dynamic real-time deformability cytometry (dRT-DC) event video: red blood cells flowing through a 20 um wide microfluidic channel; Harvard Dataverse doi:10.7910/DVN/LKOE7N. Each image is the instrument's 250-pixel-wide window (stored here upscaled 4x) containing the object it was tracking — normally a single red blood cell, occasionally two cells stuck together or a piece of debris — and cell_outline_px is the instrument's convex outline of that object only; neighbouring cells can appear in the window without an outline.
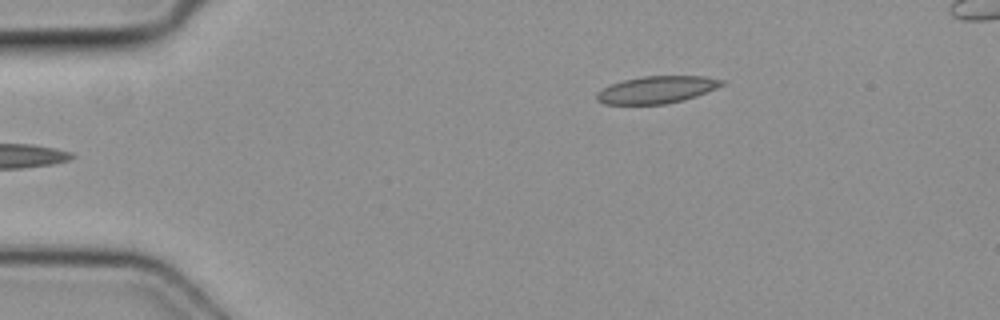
{"species": "common noctule bat (a hibernating species)", "species_latin": "Nyctalus noctula", "temperature_condition": "cold", "stored_images_in_passage": 3, "camera_frame_rate_fps": 3000, "um_per_image_px": 0.085, "animal": {"sex": "female", "body_mass_g": 19.3, "forearm_length_mm": 54.1}, "frame": {"image": 1, "passage_image": 3, "time_ms": 0.667, "image_size_px": [1000, 320], "cell_outline_px": [[724, 84], [716, 88], [696, 96], [684, 100], [664, 104], [604, 104], [596, 100], [596, 92], [612, 84], [624, 80], [644, 76], [704, 76], [724, 80]], "centroid_in_image_um": [55.82, 7.63], "position_along_channel_um": 29.2, "area_um2": 19.71}}